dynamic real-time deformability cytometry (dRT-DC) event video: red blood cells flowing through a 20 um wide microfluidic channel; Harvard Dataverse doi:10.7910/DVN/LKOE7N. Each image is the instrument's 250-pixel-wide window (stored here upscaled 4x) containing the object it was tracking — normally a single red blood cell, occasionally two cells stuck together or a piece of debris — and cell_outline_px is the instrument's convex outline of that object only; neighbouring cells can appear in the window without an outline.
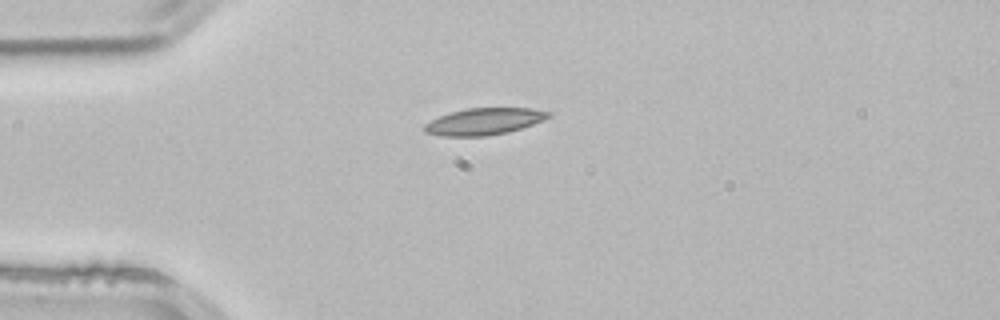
{"species": "common noctule bat (a hibernating species)", "species_latin": "Nyctalus noctula", "temperature_condition": "room temperature", "stored_images_in_passage": 1, "camera_frame_rate_fps": 3000, "um_per_image_px": 0.085, "animal": {"sex": "male", "body_mass_g": 21.5, "forearm_length_mm": 52.0}, "frame": {"image": 1, "passage_image": 1, "time_ms": 0.0, "image_size_px": [1000, 320], "cell_outline_px": [[552, 116], [544, 120], [508, 132], [484, 136], [440, 136], [424, 132], [424, 124], [440, 116], [452, 112], [468, 108], [532, 108], [552, 112]], "centroid_in_image_um": [41.17, 10.32], "position_along_channel_um": 43.8, "area_um2": 19.25}}